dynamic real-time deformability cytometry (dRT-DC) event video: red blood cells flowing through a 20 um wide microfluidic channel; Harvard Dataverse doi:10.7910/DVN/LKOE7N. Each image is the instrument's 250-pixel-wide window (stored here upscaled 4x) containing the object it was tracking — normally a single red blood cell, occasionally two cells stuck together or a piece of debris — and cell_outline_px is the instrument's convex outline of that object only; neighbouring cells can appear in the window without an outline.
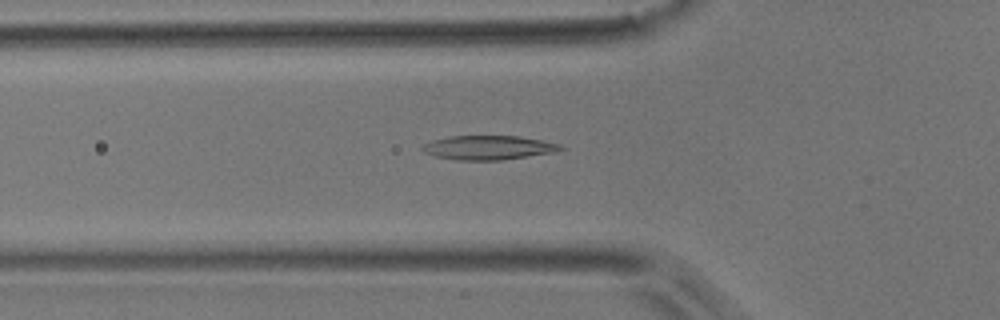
{"species": "common noctule bat (a hibernating species)", "species_latin": "Nyctalus noctula", "temperature_condition": "room temperature", "stored_images_in_passage": 35, "camera_frame_rate_fps": 3000, "um_per_image_px": 0.085, "animal": {"sex": "male", "body_mass_g": 17.9}, "frame": {"image": 1, "passage_image": 4, "time_ms": 1.0, "image_size_px": [1000, 320], "cell_outline_px": [[564, 148], [556, 152], [500, 160], [456, 160], [436, 156], [424, 152], [420, 148], [424, 144], [432, 140], [448, 136], [516, 136], [540, 140], [560, 144]], "centroid_in_image_um": [41.49, 12.55], "position_along_channel_um": 84.3, "area_um2": 19.31}}
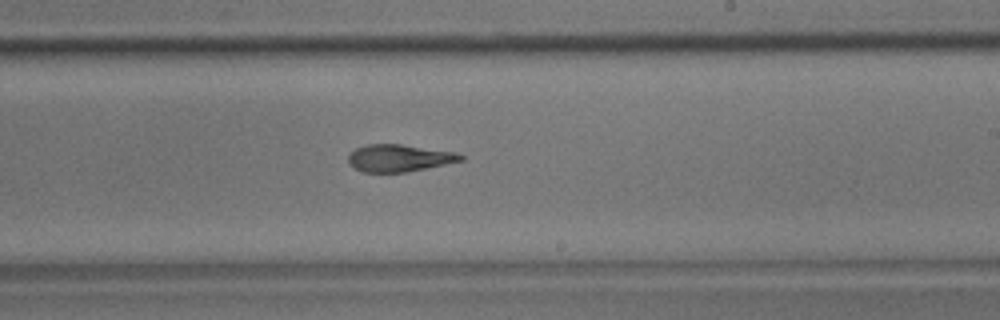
{"frame": {"image": 2, "passage_image": 17, "time_ms": 5.333, "image_size_px": [1000, 320], "cell_outline_px": [[464, 160], [404, 172], [364, 172], [348, 164], [348, 156], [356, 148], [364, 144], [400, 144], [456, 152], [464, 156]], "centroid_in_image_um": [33.9, 13.42], "position_along_channel_um": 255.1, "area_um2": 17.63}}
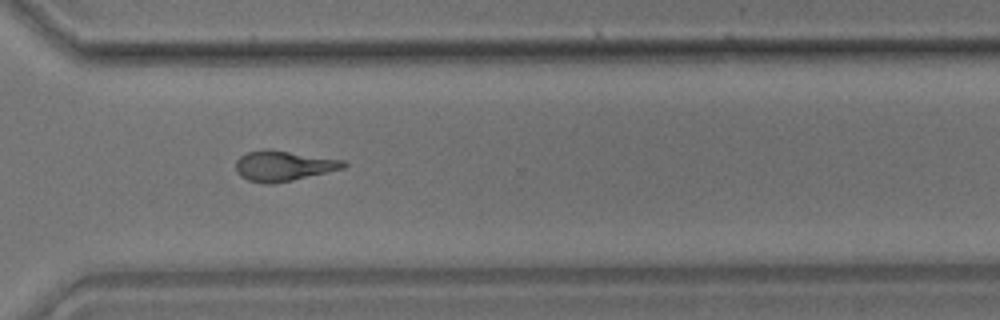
{"frame": {"image": 3, "passage_image": 24, "time_ms": 7.667, "image_size_px": [1000, 320], "cell_outline_px": [[348, 164], [344, 168], [292, 180], [272, 184], [264, 184], [248, 180], [240, 176], [236, 172], [236, 160], [240, 156], [248, 152], [264, 148], [344, 160]], "centroid_in_image_um": [24.06, 14.1], "position_along_channel_um": 346.5, "area_um2": 18.96}, "authors_computed_cell_mechanics": {"area_um2": 18.207, "velocity_mm_per_s": 3.9158, "shape_relaxation_time_tau1_ms": 6.3639, "shape_relaxation_time_tau2_ms": 1.9391, "deformation_change_tau1": 0.1901, "deformation_change_tau2": 0.099}}